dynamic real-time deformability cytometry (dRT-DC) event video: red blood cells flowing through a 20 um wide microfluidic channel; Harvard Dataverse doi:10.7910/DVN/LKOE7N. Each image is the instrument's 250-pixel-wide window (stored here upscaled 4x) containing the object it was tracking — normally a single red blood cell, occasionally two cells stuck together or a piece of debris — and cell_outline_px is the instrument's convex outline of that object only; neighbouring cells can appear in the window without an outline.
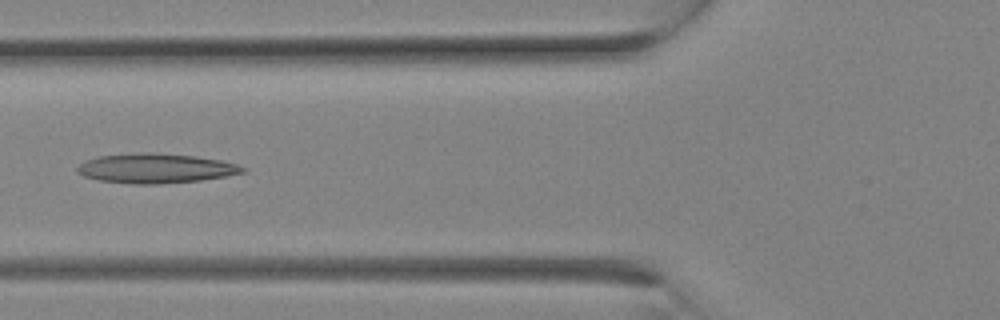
{"species": "Egyptian fruit bat (a non-hibernating species)", "species_latin": "Rousettus aegyptiacus", "temperature_condition": "room temperature", "stored_images_in_passage": 10, "camera_frame_rate_fps": 3000, "um_per_image_px": 0.085, "animal": {"sex": "female"}, "frame": {"image": 1, "passage_image": 9, "time_ms": 2.667, "image_size_px": [1000, 320], "cell_outline_px": [[244, 172], [224, 176], [200, 180], [156, 184], [136, 184], [100, 180], [84, 176], [76, 172], [76, 168], [84, 160], [100, 156], [140, 152], [152, 152], [196, 156], [220, 160], [236, 164], [244, 168]], "centroid_in_image_um": [13.18, 14.3], "position_along_channel_um": 112.6, "area_um2": 28.32}}